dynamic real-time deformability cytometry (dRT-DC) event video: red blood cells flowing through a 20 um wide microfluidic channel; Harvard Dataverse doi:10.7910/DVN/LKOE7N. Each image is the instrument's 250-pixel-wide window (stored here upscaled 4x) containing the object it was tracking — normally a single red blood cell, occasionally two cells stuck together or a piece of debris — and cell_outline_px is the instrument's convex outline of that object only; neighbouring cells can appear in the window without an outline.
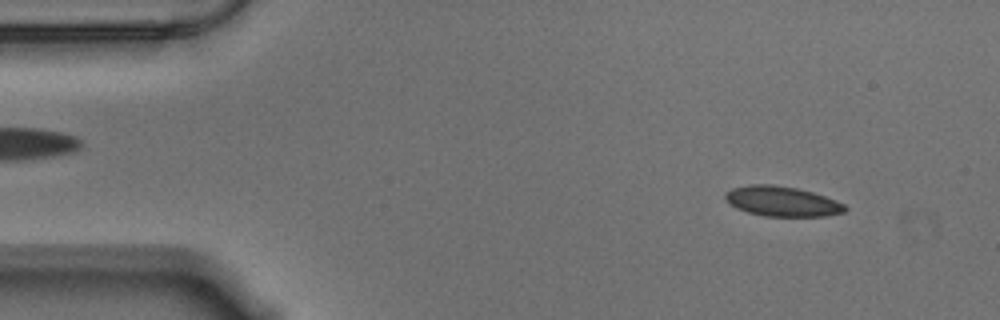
{"species": "Egyptian fruit bat (a non-hibernating species)", "species_latin": "Rousettus aegyptiacus", "temperature_condition": "warm", "stored_images_in_passage": 56, "camera_frame_rate_fps": 3000, "um_per_image_px": 0.085, "animal": {"sex": "male"}, "frame": {"image": 1, "passage_image": 5, "time_ms": 1.333, "image_size_px": [1000, 320], "cell_outline_px": [[848, 208], [844, 212], [824, 216], [764, 216], [748, 212], [736, 208], [724, 196], [724, 192], [732, 188], [752, 184], [772, 184], [796, 188], [812, 192], [836, 200], [844, 204]], "centroid_in_image_um": [66.48, 17.11], "position_along_channel_um": 18.5, "area_um2": 20.81}}
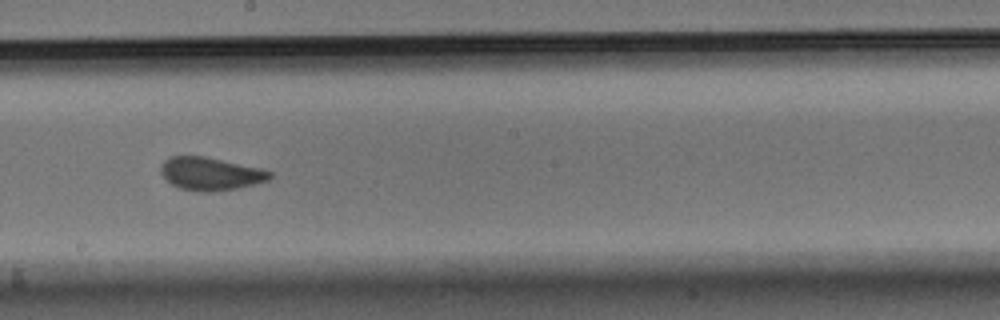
{"frame": {"image": 2, "passage_image": 30, "time_ms": 9.667, "image_size_px": [1000, 320], "cell_outline_px": [[272, 176], [268, 180], [236, 188], [216, 192], [196, 192], [180, 188], [172, 184], [160, 172], [160, 168], [164, 160], [168, 156], [204, 156], [260, 168], [272, 172]], "centroid_in_image_um": [17.87, 14.77], "position_along_channel_um": 230.3, "area_um2": 20.87}}
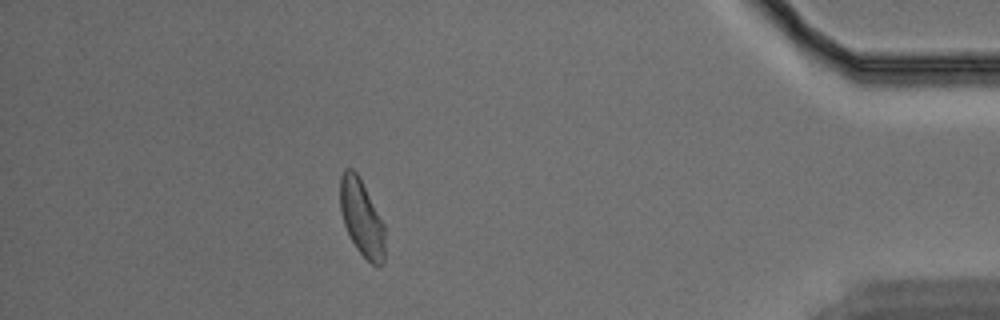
{"frame": {"image": 3, "passage_image": 49, "time_ms": 16.0, "image_size_px": [1000, 320], "cell_outline_px": [[384, 264], [372, 264], [356, 248], [344, 224], [340, 208], [340, 176], [344, 168], [352, 168], [360, 176], [384, 224]], "centroid_in_image_um": [30.73, 18.46], "position_along_channel_um": 404.5, "area_um2": 19.88}, "authors_computed_cell_mechanics": {"area_um2": 20.8369, "velocity_mm_per_s": 3.5301, "shape_relaxation_time_tau1_ms": 4.8088, "shape_relaxation_time_tau2_ms": null, "deformation_change_tau1": 0.1161, "deformation_change_tau2": null}}